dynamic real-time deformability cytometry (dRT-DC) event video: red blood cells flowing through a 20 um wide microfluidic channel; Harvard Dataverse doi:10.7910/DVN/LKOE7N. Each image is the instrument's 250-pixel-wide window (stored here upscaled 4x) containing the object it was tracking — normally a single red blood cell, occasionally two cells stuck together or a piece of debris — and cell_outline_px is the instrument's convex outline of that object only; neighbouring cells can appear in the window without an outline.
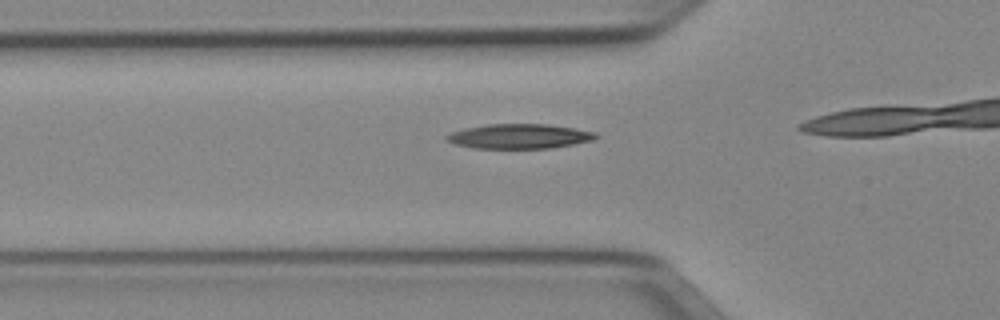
{"species": "Egyptian fruit bat (a non-hibernating species)", "species_latin": "Rousettus aegyptiacus", "temperature_condition": "cold", "stored_images_in_passage": 30, "camera_frame_rate_fps": 3000, "um_per_image_px": 0.085, "animal": {"sex": "female"}, "frame": {"image": 1, "passage_image": 7, "time_ms": 2.0, "image_size_px": [1000, 320], "cell_outline_px": [[600, 136], [592, 140], [572, 144], [548, 148], [472, 148], [456, 144], [444, 140], [444, 136], [452, 132], [464, 128], [484, 124], [548, 124], [576, 128], [596, 132]], "centroid_in_image_um": [44.12, 11.57], "position_along_channel_um": 81.7, "area_um2": 21.56}}
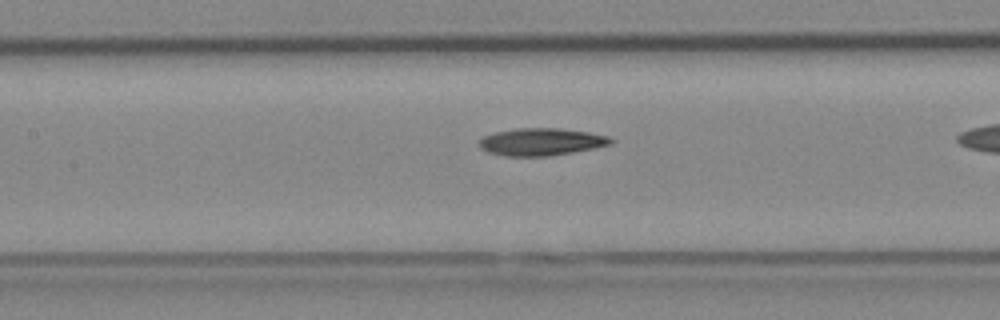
{"frame": {"image": 2, "passage_image": 13, "time_ms": 4.0, "image_size_px": [1000, 320], "cell_outline_px": [[616, 140], [612, 144], [572, 152], [548, 156], [504, 156], [488, 152], [480, 148], [480, 140], [484, 136], [496, 132], [516, 128], [560, 128], [588, 132], [608, 136]], "centroid_in_image_um": [46.02, 12.05], "position_along_channel_um": 161.4, "area_um2": 20.92}}
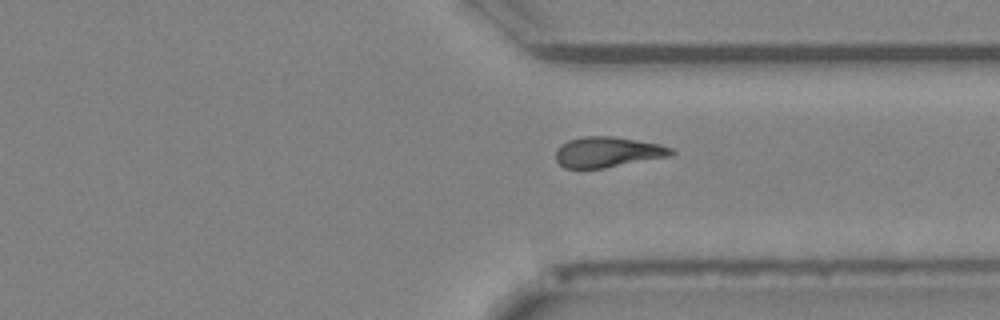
{"frame": {"image": 3, "passage_image": 28, "time_ms": 9.0, "image_size_px": [1000, 320], "cell_outline_px": [[676, 152], [672, 156], [604, 168], [564, 168], [556, 160], [556, 148], [560, 144], [568, 140], [584, 136], [612, 136], [660, 144], [672, 148]], "centroid_in_image_um": [51.66, 12.92], "position_along_channel_um": 359.7, "area_um2": 20.63}}